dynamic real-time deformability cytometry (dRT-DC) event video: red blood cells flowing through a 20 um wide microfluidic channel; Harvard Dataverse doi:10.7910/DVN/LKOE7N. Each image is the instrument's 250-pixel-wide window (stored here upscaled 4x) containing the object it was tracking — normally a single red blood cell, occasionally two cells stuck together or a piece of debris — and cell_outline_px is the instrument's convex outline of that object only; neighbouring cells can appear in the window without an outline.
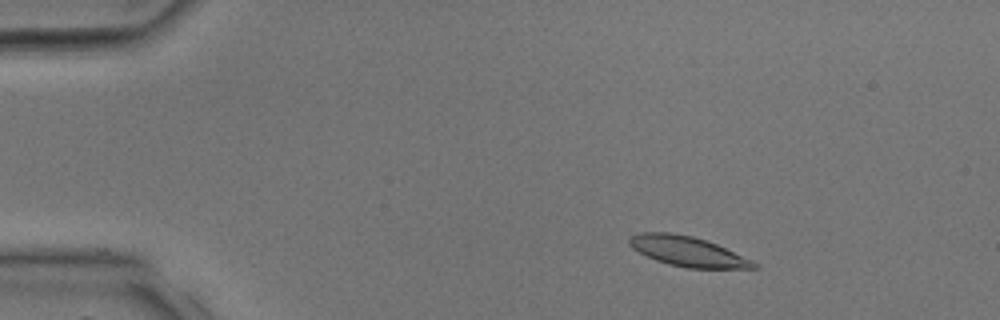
{"species": "common noctule bat (a hibernating species)", "species_latin": "Nyctalus noctula", "temperature_condition": "room temperature", "stored_images_in_passage": 31, "camera_frame_rate_fps": 3000, "um_per_image_px": 0.085, "animal": {"sex": "male", "body_mass_g": 17.9, "forearm_length_mm": 54.2}, "frame": {"image": 1, "passage_image": 3, "time_ms": 0.667, "image_size_px": [1000, 320], "cell_outline_px": [[760, 268], [688, 268], [668, 264], [656, 260], [632, 248], [628, 244], [628, 236], [640, 232], [668, 232], [692, 236], [716, 244], [752, 260], [760, 264]], "centroid_in_image_um": [58.43, 21.36], "position_along_channel_um": 26.6, "area_um2": 21.62}}
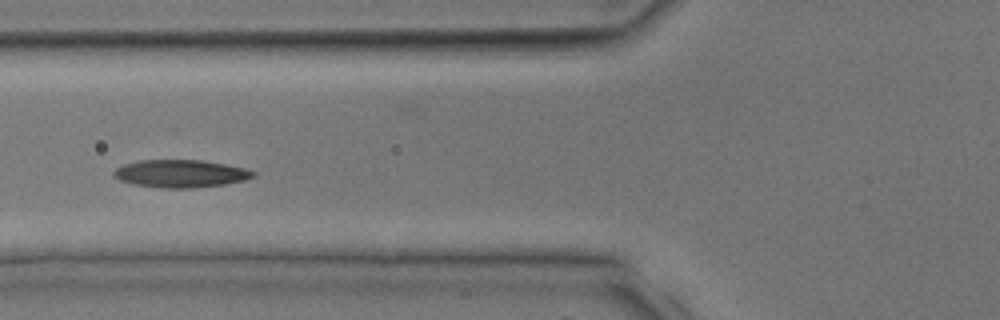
{"frame": {"image": 2, "passage_image": 11, "time_ms": 3.333, "image_size_px": [1000, 320], "cell_outline_px": [[256, 176], [244, 180], [224, 184], [192, 188], [160, 188], [132, 184], [120, 180], [112, 176], [112, 172], [116, 168], [124, 164], [140, 160], [200, 160], [248, 168], [256, 172]], "centroid_in_image_um": [15.34, 14.76], "position_along_channel_um": 110.5, "area_um2": 22.6}}
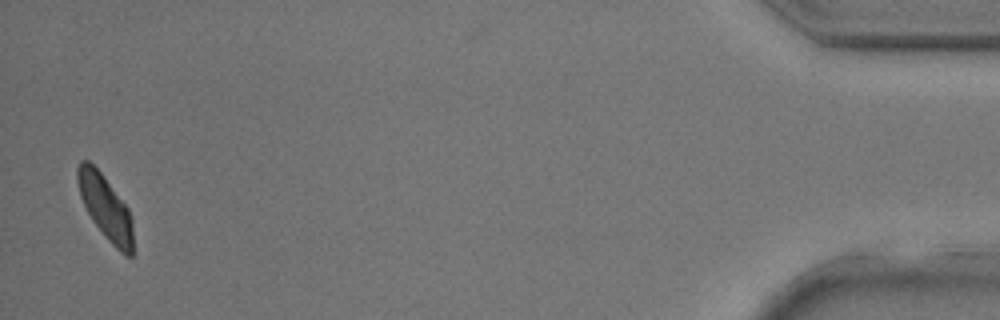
{"frame": {"image": 3, "passage_image": 31, "time_ms": 10.0, "image_size_px": [1000, 320], "cell_outline_px": [[132, 256], [124, 256], [104, 236], [92, 220], [80, 196], [76, 180], [76, 168], [80, 160], [88, 160], [100, 172], [128, 208], [132, 220]], "centroid_in_image_um": [8.94, 17.61], "position_along_channel_um": 426.3, "area_um2": 20.58}}